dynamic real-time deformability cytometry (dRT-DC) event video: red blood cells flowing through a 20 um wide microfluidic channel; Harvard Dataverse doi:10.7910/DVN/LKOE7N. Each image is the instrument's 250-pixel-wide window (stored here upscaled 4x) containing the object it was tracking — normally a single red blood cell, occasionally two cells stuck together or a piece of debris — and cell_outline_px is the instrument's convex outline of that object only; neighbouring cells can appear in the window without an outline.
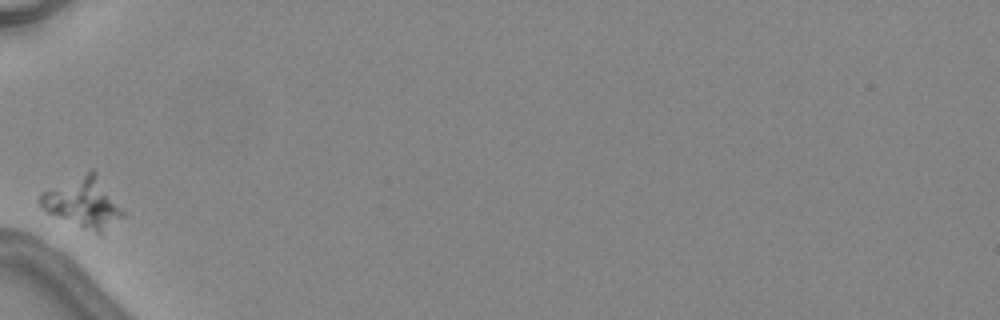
{"species": "common noctule bat (a hibernating species)", "species_latin": "Nyctalus noctula", "temperature_condition": "warm", "stored_images_in_passage": 1, "camera_frame_rate_fps": 3000, "um_per_image_px": 0.085, "animal": {"sex": "female", "body_mass_g": 24.6, "forearm_length_mm": 56.2}, "frame": {"image": 1, "passage_image": 1, "time_ms": 0.0, "image_size_px": [1000, 320], "cell_outline_px": [[124, 216], [100, 232], [96, 232], [48, 212], [36, 200], [44, 192], [92, 168], [96, 172], [124, 212]], "centroid_in_image_um": [7.08, 17.17], "position_along_channel_um": 77.9, "area_um2": 22.89}}